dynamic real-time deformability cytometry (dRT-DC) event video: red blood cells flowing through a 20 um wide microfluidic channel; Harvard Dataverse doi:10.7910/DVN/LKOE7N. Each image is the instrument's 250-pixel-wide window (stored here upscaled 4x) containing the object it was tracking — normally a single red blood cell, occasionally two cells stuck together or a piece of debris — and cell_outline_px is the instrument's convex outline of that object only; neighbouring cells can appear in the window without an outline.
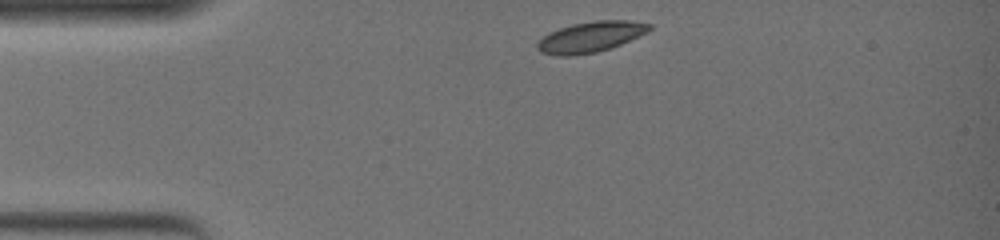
{"species": "common noctule bat (a hibernating species)", "species_latin": "Nyctalus noctula", "temperature_condition": "warm", "stored_images_in_passage": 36, "camera_frame_rate_fps": 3000, "um_per_image_px": 0.085, "animal": {"sex": "female", "body_mass_g": 19.0, "forearm_length_mm": 51.5}, "frame": {"image": 1, "passage_image": 1, "time_ms": 0.0, "image_size_px": [1000, 240], "cell_outline_px": [[652, 28], [648, 32], [620, 44], [596, 52], [572, 56], [556, 56], [540, 52], [536, 48], [536, 44], [548, 32], [572, 24], [596, 20], [628, 20], [652, 24]], "centroid_in_image_um": [50.18, 3.13], "position_along_channel_um": 34.8, "area_um2": 20.0}}
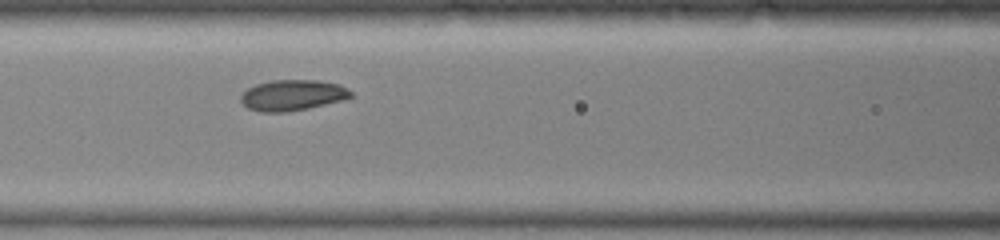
{"frame": {"image": 2, "passage_image": 13, "time_ms": 4.0, "image_size_px": [1000, 240], "cell_outline_px": [[356, 96], [344, 100], [308, 108], [284, 112], [260, 112], [248, 108], [240, 100], [240, 96], [248, 88], [256, 84], [272, 80], [320, 80], [340, 84], [348, 88]], "centroid_in_image_um": [24.92, 8.08], "position_along_channel_um": 141.7, "area_um2": 19.94}}
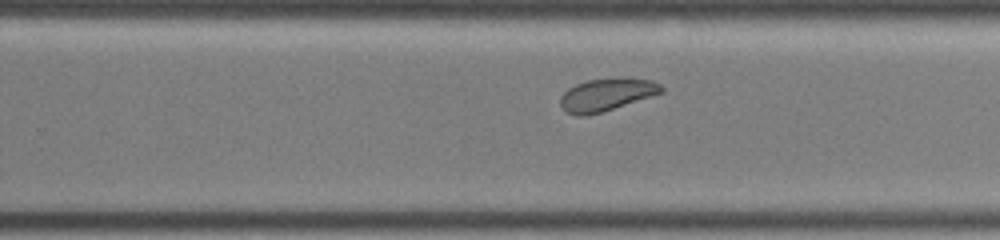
{"frame": {"image": 3, "passage_image": 24, "time_ms": 7.667, "image_size_px": [1000, 240], "cell_outline_px": [[664, 92], [600, 112], [584, 116], [576, 116], [568, 112], [560, 104], [560, 96], [568, 88], [576, 84], [588, 80], [628, 76], [652, 80], [660, 84], [664, 88]], "centroid_in_image_um": [51.58, 8.01], "position_along_channel_um": 278.2, "area_um2": 19.19}, "authors_computed_cell_mechanics": {"area_um2": 19.9121, "velocity_mm_per_s": 3.7475, "shape_relaxation_time_tau1_ms": null, "shape_relaxation_time_tau2_ms": 1.637, "deformation_change_tau1": null, "deformation_change_tau2": 0.0499}}